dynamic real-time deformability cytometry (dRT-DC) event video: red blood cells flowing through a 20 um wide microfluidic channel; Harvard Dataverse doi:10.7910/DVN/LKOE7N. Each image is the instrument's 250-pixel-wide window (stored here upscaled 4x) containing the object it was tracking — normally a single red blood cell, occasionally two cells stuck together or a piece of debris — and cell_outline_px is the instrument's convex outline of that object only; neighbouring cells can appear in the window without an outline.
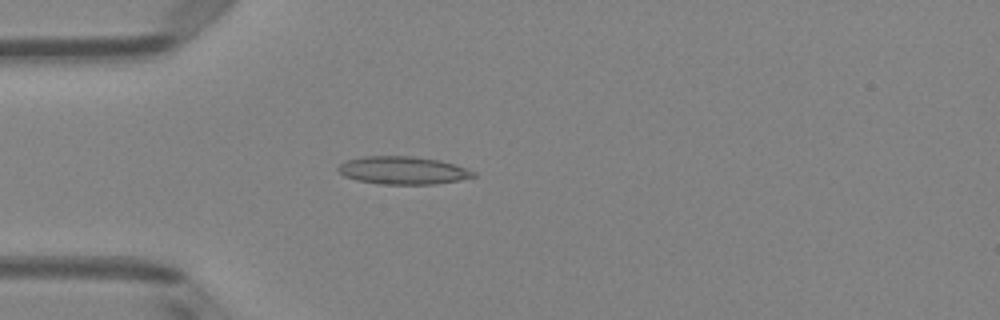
{"species": "Egyptian fruit bat (a non-hibernating species)", "species_latin": "Rousettus aegyptiacus", "temperature_condition": "room temperature", "stored_images_in_passage": 37, "camera_frame_rate_fps": 3000, "um_per_image_px": 0.085, "animal": {"sex": "female"}, "frame": {"image": 1, "passage_image": 1, "time_ms": 0.0, "image_size_px": [1000, 320], "cell_outline_px": [[476, 176], [436, 184], [380, 184], [356, 180], [344, 176], [336, 168], [340, 164], [348, 160], [364, 156], [412, 156], [440, 160], [476, 172]], "centroid_in_image_um": [34.21, 14.48], "position_along_channel_um": 50.8, "area_um2": 21.73}}
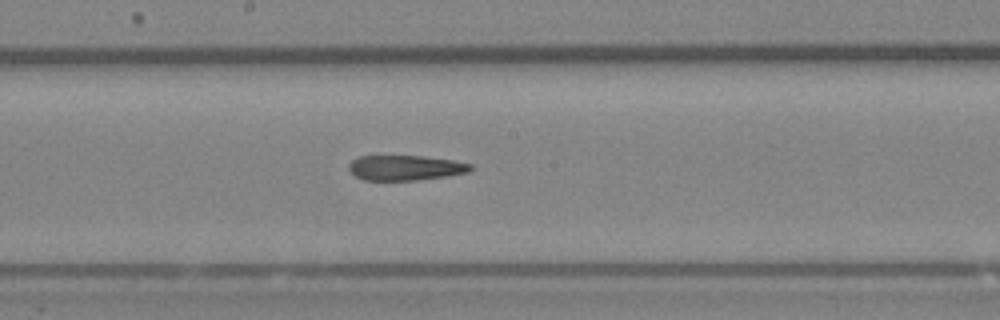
{"frame": {"image": 2, "passage_image": 14, "time_ms": 4.333, "image_size_px": [1000, 320], "cell_outline_px": [[472, 168], [468, 172], [448, 176], [416, 180], [364, 180], [356, 176], [348, 168], [348, 164], [352, 160], [360, 156], [424, 156], [452, 160], [472, 164]], "centroid_in_image_um": [34.46, 14.26], "position_along_channel_um": 213.7, "area_um2": 17.74}}
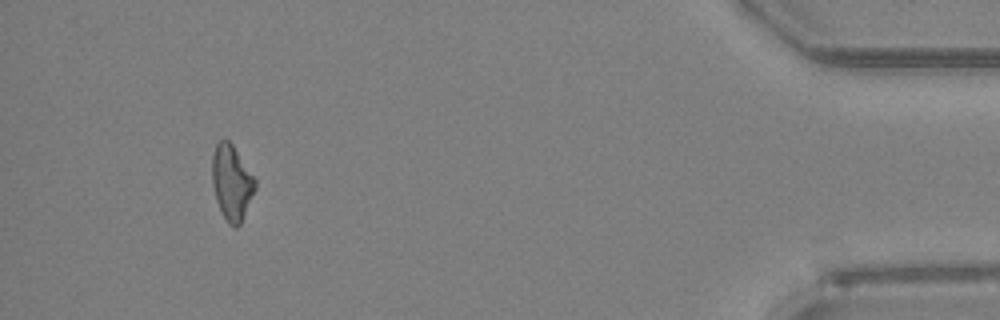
{"frame": {"image": 3, "passage_image": 34, "time_ms": 11.0, "image_size_px": [1000, 320], "cell_outline_px": [[256, 188], [240, 224], [236, 228], [228, 224], [216, 200], [212, 184], [212, 156], [216, 144], [220, 140], [228, 140], [232, 144], [256, 180]], "centroid_in_image_um": [19.68, 15.52], "position_along_channel_um": 415.5, "area_um2": 18.61}, "authors_computed_cell_mechanics": {"area_um2": 18.9006, "velocity_mm_per_s": 4.0201, "shape_relaxation_time_tau1_ms": null, "shape_relaxation_time_tau2_ms": 5.0155, "deformation_change_tau1": null, "deformation_change_tau2": 0.1726}}